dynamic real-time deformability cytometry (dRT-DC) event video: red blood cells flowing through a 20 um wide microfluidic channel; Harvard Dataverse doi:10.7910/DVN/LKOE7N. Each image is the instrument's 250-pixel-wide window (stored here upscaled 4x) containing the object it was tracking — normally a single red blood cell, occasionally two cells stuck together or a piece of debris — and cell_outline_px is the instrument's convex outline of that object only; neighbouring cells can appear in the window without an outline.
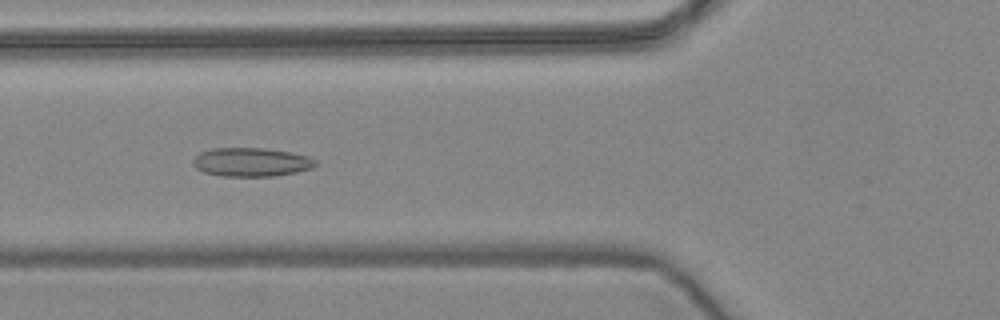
{"species": "common noctule bat (a hibernating species)", "species_latin": "Nyctalus noctula", "temperature_condition": "warm", "stored_images_in_passage": 57, "camera_frame_rate_fps": 3000, "um_per_image_px": 0.085, "animal": {"sex": "female", "body_mass_g": 24.6, "forearm_length_mm": 56.2}, "frame": {"image": 1, "passage_image": 21, "time_ms": 6.667, "image_size_px": [1000, 320], "cell_outline_px": [[316, 164], [312, 168], [296, 172], [276, 176], [220, 176], [204, 172], [196, 168], [192, 164], [192, 160], [200, 152], [212, 148], [264, 148], [288, 152], [308, 156], [316, 160]], "centroid_in_image_um": [21.33, 13.78], "position_along_channel_um": 104.5, "area_um2": 20.52}}
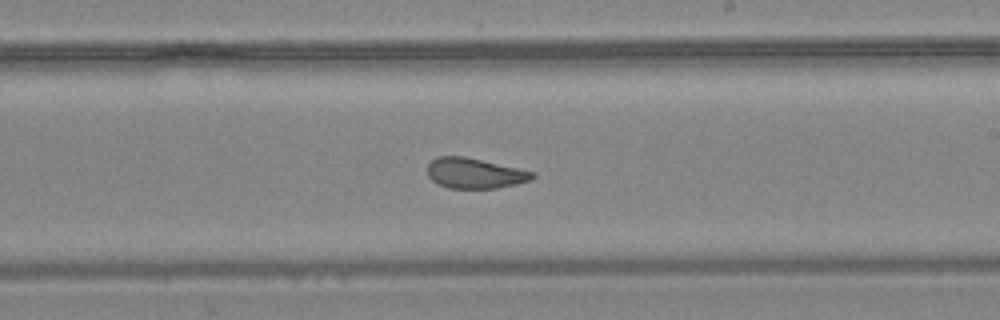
{"frame": {"image": 2, "passage_image": 33, "time_ms": 10.667, "image_size_px": [1000, 320], "cell_outline_px": [[536, 176], [532, 180], [516, 184], [496, 188], [448, 188], [436, 184], [428, 176], [428, 164], [436, 156], [464, 156], [536, 172]], "centroid_in_image_um": [40.36, 14.73], "position_along_channel_um": 248.6, "area_um2": 18.67}}
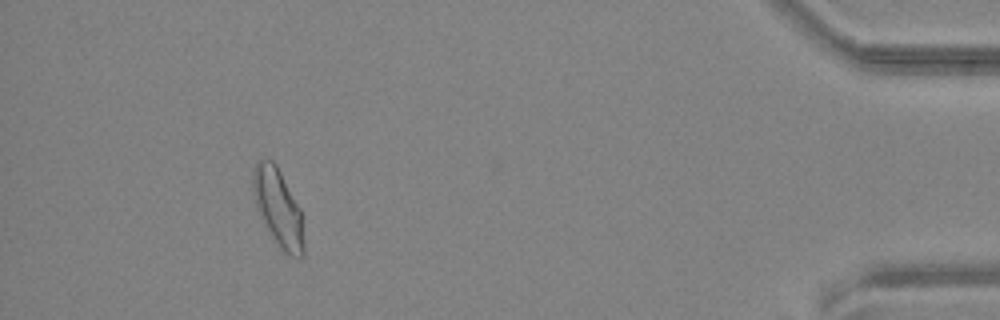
{"frame": {"image": 3, "passage_image": 52, "time_ms": 17.0, "image_size_px": [1000, 320], "cell_outline_px": [[304, 256], [300, 260], [284, 252], [276, 244], [264, 228], [260, 220], [252, 192], [252, 172], [256, 164], [260, 160], [272, 160], [276, 164], [300, 208], [304, 240]], "centroid_in_image_um": [23.63, 17.72], "position_along_channel_um": 411.6, "area_um2": 23.41}, "authors_computed_cell_mechanics": {"area_um2": 20.7502, "velocity_mm_per_s": 3.5986, "shape_relaxation_time_tau1_ms": 8.6776, "shape_relaxation_time_tau2_ms": 1.7803, "deformation_change_tau1": 0.1818, "deformation_change_tau2": 0.0807}}